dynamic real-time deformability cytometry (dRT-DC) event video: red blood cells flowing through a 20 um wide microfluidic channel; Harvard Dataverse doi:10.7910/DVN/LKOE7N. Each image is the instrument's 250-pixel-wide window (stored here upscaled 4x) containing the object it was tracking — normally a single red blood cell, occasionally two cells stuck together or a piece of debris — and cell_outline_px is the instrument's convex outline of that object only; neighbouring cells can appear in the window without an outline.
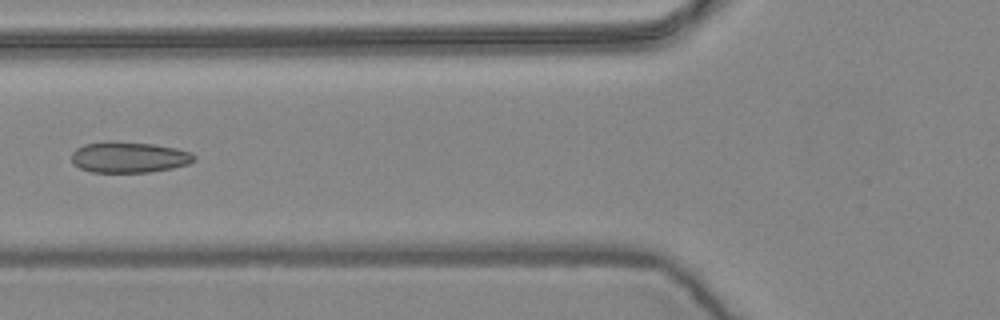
{"species": "common noctule bat (a hibernating species)", "species_latin": "Nyctalus noctula", "temperature_condition": "warm", "stored_images_in_passage": 4, "camera_frame_rate_fps": 3000, "um_per_image_px": 0.085, "animal": {"sex": "female", "body_mass_g": 24.6, "forearm_length_mm": 56.2}, "frame": {"image": 1, "passage_image": 4, "time_ms": 1.0, "image_size_px": [1000, 320], "cell_outline_px": [[196, 160], [188, 164], [172, 168], [148, 172], [92, 172], [80, 168], [72, 160], [72, 152], [76, 148], [84, 144], [104, 140], [112, 140], [152, 144], [176, 148], [192, 152], [196, 156]], "centroid_in_image_um": [10.97, 13.34], "position_along_channel_um": 114.8, "area_um2": 22.31}}